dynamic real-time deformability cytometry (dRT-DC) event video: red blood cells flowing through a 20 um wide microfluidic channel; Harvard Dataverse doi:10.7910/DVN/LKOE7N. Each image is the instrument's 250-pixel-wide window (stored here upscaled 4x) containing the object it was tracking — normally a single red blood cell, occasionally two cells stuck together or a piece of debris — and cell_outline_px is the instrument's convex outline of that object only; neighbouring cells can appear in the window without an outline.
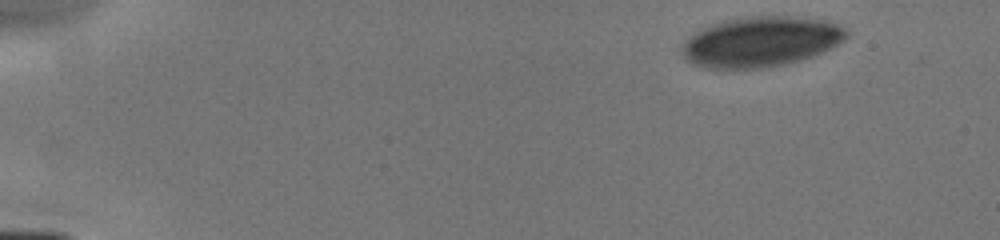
{"species": "human", "species_latin": "Homo sapiens", "temperature_condition": "cold", "stored_images_in_passage": 6, "camera_frame_rate_fps": 3000, "um_per_image_px": 0.085, "donor": {"sex": "male"}, "frame": {"image": 1, "passage_image": 1, "time_ms": 0.0, "image_size_px": [1000, 240], "cell_outline_px": [[848, 36], [844, 40], [812, 56], [800, 60], [784, 64], [760, 68], [704, 68], [692, 64], [684, 56], [680, 48], [684, 40], [700, 28], [708, 24], [724, 20], [744, 16], [792, 16], [824, 20], [840, 24], [848, 32]], "centroid_in_image_um": [64.62, 3.52], "position_along_channel_um": 20.4, "area_um2": 48.32}}
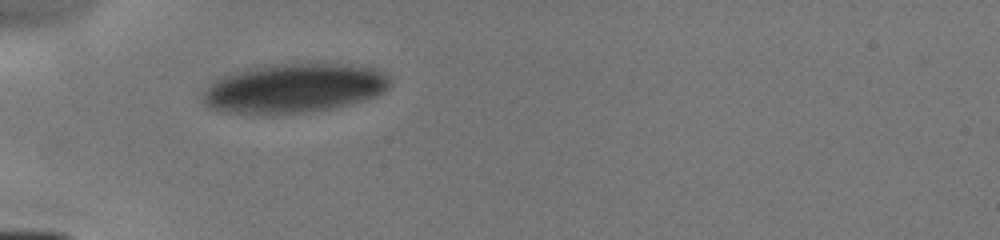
{"frame": {"image": 2, "passage_image": 5, "time_ms": 3.667, "image_size_px": [1000, 240], "cell_outline_px": [[392, 88], [376, 96], [348, 104], [332, 108], [304, 112], [268, 116], [220, 112], [208, 108], [204, 104], [204, 88], [212, 80], [220, 76], [260, 64], [324, 60], [376, 68], [392, 76]], "centroid_in_image_um": [25.01, 7.45], "position_along_channel_um": 60.0, "area_um2": 56.53}}
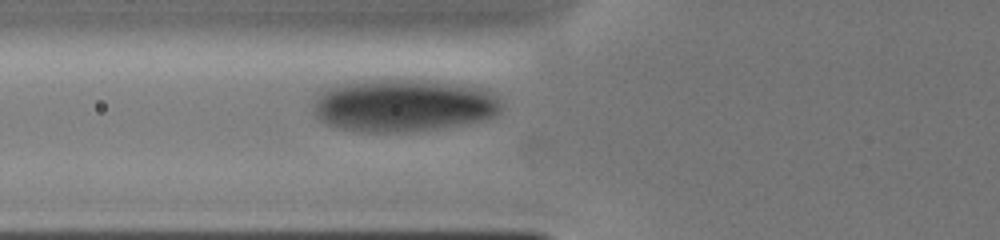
{"frame": {"image": 3, "passage_image": 6, "time_ms": 4.667, "image_size_px": [1000, 240], "cell_outline_px": [[500, 112], [492, 116], [480, 120], [460, 124], [436, 128], [408, 132], [360, 132], [340, 128], [328, 124], [320, 120], [316, 116], [316, 92], [324, 88], [336, 84], [364, 80], [428, 80], [488, 88], [500, 96]], "centroid_in_image_um": [34.29, 8.94], "position_along_channel_um": 91.5, "area_um2": 57.92}}